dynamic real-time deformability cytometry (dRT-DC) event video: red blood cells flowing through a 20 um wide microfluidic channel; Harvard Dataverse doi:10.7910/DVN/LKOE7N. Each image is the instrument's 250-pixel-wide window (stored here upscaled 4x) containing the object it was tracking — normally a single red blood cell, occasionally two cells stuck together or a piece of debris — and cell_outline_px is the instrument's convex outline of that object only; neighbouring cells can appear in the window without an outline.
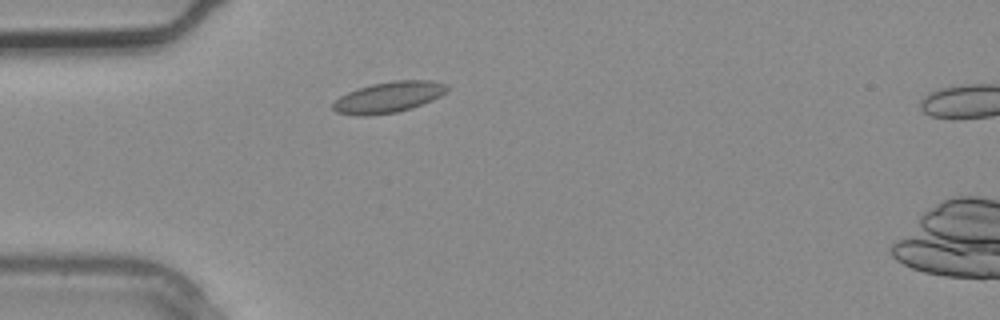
{"species": "common noctule bat (a hibernating species)", "species_latin": "Nyctalus noctula", "temperature_condition": "warm", "stored_images_in_passage": 2, "camera_frame_rate_fps": 3000, "um_per_image_px": 0.085, "animal": {"sex": "male", "body_mass_g": 20.4}, "frame": {"image": 1, "passage_image": 1, "time_ms": 0.0, "image_size_px": [1000, 320], "cell_outline_px": [[448, 88], [440, 96], [432, 100], [412, 108], [396, 112], [368, 116], [356, 116], [336, 112], [332, 108], [332, 104], [340, 96], [348, 92], [372, 84], [392, 80], [432, 80], [444, 84]], "centroid_in_image_um": [33.0, 8.27], "position_along_channel_um": 52.0, "area_um2": 20.46}}